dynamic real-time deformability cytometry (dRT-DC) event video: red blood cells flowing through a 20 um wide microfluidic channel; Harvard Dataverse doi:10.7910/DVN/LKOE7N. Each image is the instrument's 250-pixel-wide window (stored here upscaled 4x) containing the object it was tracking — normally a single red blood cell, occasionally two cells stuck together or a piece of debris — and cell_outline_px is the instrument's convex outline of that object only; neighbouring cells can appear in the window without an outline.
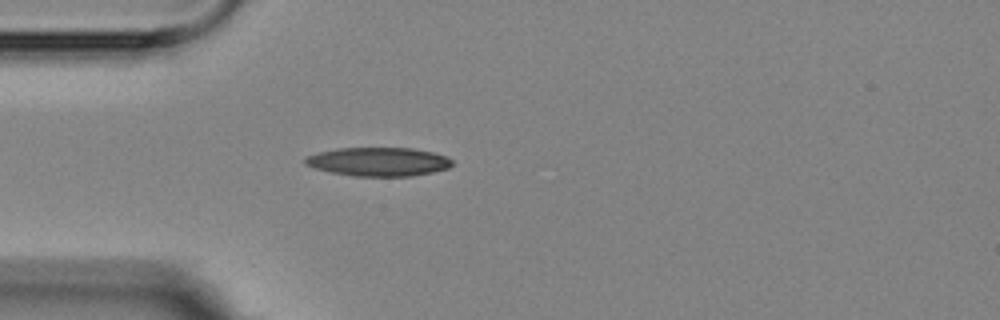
{"species": "Egyptian fruit bat (a non-hibernating species)", "species_latin": "Rousettus aegyptiacus", "temperature_condition": "room temperature", "stored_images_in_passage": 5, "camera_frame_rate_fps": 3000, "um_per_image_px": 0.085, "animal": {"sex": "female"}, "frame": {"image": 1, "passage_image": 5, "time_ms": 4.667, "image_size_px": [1000, 320], "cell_outline_px": [[452, 164], [448, 168], [432, 172], [412, 176], [352, 176], [328, 172], [304, 164], [304, 156], [336, 148], [412, 148], [432, 152], [448, 156], [452, 160]], "centroid_in_image_um": [32.15, 13.74], "position_along_channel_um": 52.9, "area_um2": 24.74}}